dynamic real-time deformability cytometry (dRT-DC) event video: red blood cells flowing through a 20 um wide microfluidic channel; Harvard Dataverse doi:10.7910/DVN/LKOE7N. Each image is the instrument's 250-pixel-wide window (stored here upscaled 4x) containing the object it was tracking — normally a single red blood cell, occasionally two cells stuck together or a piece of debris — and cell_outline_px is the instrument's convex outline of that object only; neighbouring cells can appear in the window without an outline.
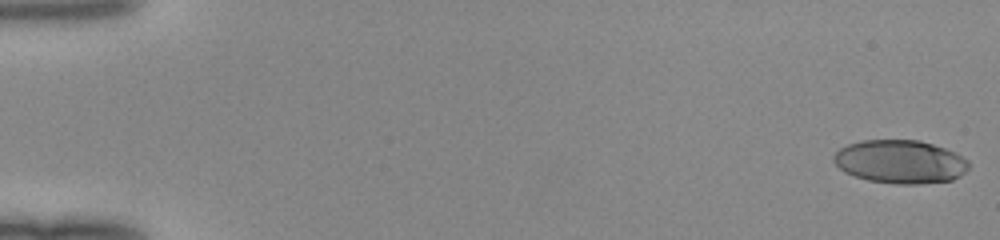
{"species": "human", "species_latin": "Homo sapiens", "temperature_condition": "room temperature", "stored_images_in_passage": 49, "camera_frame_rate_fps": 3000, "um_per_image_px": 0.085, "donor": {"sex": "female"}, "frame": {"image": 1, "passage_image": 1, "time_ms": 0.0, "image_size_px": [1000, 240], "cell_outline_px": [[968, 168], [960, 176], [952, 180], [920, 184], [896, 184], [868, 180], [844, 172], [832, 160], [832, 156], [840, 148], [848, 144], [864, 140], [920, 140], [956, 152], [968, 160]], "centroid_in_image_um": [76.52, 13.74], "position_along_channel_um": 8.5, "area_um2": 34.16}}
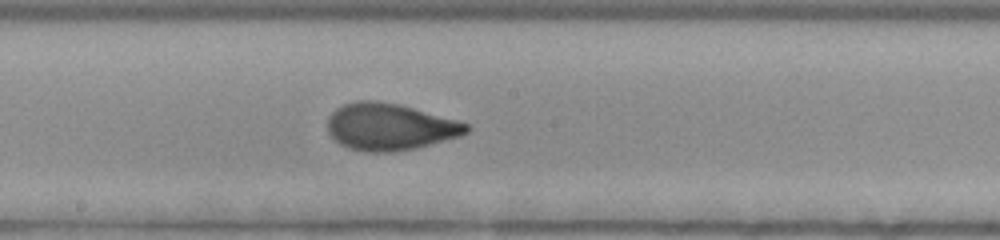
{"frame": {"image": 2, "passage_image": 28, "time_ms": 9.0, "image_size_px": [1000, 240], "cell_outline_px": [[472, 128], [468, 132], [460, 136], [416, 148], [388, 152], [368, 152], [348, 148], [340, 144], [328, 132], [328, 116], [336, 108], [344, 104], [356, 100], [376, 100], [400, 104], [456, 120], [468, 124]], "centroid_in_image_um": [33.12, 10.77], "position_along_channel_um": 215.1, "area_um2": 37.92}}
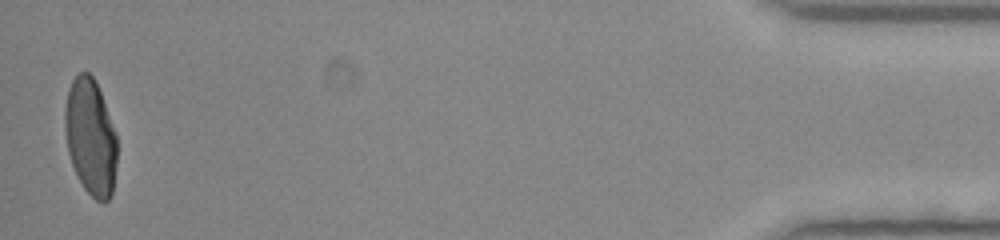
{"frame": {"image": 3, "passage_image": 49, "time_ms": 16.0, "image_size_px": [1000, 240], "cell_outline_px": [[116, 164], [112, 196], [104, 204], [96, 200], [84, 188], [72, 164], [68, 152], [64, 128], [64, 108], [68, 88], [72, 80], [80, 72], [88, 72], [96, 80], [116, 132]], "centroid_in_image_um": [7.69, 11.63], "position_along_channel_um": 427.5, "area_um2": 35.6}}